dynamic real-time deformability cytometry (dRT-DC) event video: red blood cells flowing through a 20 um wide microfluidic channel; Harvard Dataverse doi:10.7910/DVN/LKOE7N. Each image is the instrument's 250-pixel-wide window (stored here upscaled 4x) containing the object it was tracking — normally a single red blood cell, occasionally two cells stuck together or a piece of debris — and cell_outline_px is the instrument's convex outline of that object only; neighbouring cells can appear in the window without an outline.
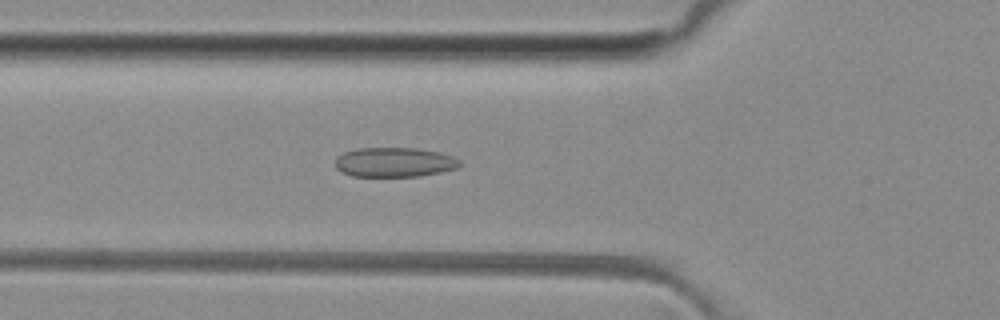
{"species": "common noctule bat (a hibernating species)", "species_latin": "Nyctalus noctula", "temperature_condition": "room temperature", "stored_images_in_passage": 43, "camera_frame_rate_fps": 3000, "um_per_image_px": 0.085, "animal": {"sex": "female", "body_mass_g": 29.2, "forearm_length_mm": 56.3}, "frame": {"image": 1, "passage_image": 10, "time_ms": 3.0, "image_size_px": [1000, 320], "cell_outline_px": [[464, 164], [456, 168], [440, 172], [420, 176], [352, 176], [340, 172], [336, 168], [336, 156], [344, 152], [360, 148], [416, 148], [440, 152], [452, 156], [460, 160]], "centroid_in_image_um": [33.53, 13.79], "position_along_channel_um": 92.3, "area_um2": 21.56}}
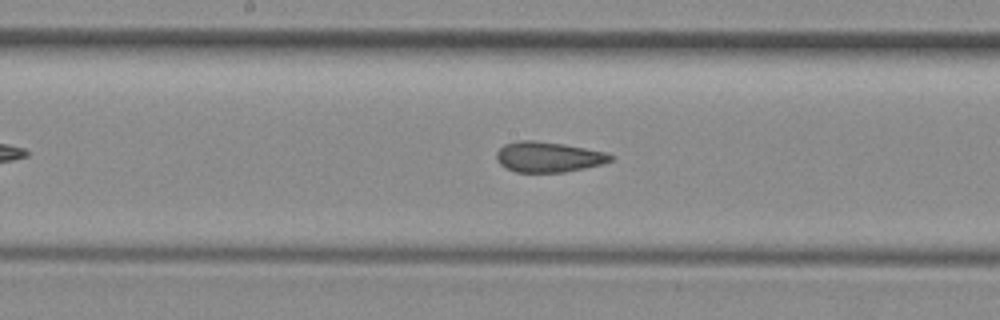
{"frame": {"image": 2, "passage_image": 18, "time_ms": 5.667, "image_size_px": [1000, 320], "cell_outline_px": [[612, 160], [600, 164], [584, 168], [564, 172], [516, 172], [504, 168], [496, 160], [496, 152], [504, 144], [520, 140], [536, 140], [564, 144], [604, 152], [612, 156]], "centroid_in_image_um": [46.53, 13.34], "position_along_channel_um": 201.7, "area_um2": 20.11}}
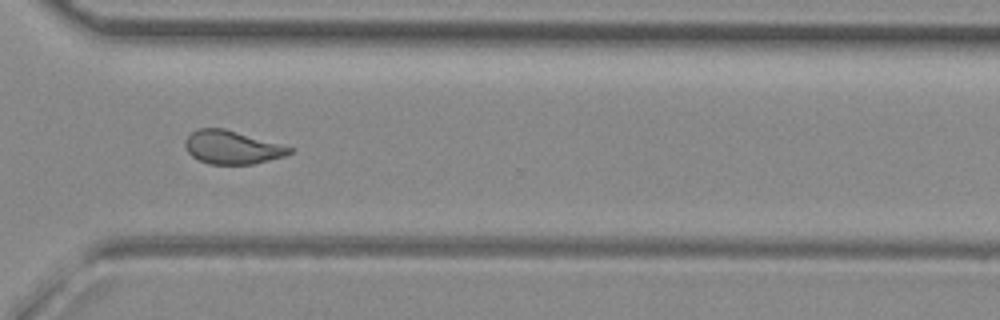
{"frame": {"image": 3, "passage_image": 29, "time_ms": 9.333, "image_size_px": [1000, 320], "cell_outline_px": [[292, 152], [284, 156], [252, 164], [208, 164], [192, 156], [188, 152], [184, 144], [184, 140], [192, 132], [200, 128], [224, 128], [280, 144], [292, 148]], "centroid_in_image_um": [19.69, 12.52], "position_along_channel_um": 350.9, "area_um2": 20.0}, "authors_computed_cell_mechanics": {"area_um2": 20.6924, "velocity_mm_per_s": 4.0811, "shape_relaxation_time_tau1_ms": null, "shape_relaxation_time_tau2_ms": 1.8476, "deformation_change_tau1": null, "deformation_change_tau2": 0.0865}}